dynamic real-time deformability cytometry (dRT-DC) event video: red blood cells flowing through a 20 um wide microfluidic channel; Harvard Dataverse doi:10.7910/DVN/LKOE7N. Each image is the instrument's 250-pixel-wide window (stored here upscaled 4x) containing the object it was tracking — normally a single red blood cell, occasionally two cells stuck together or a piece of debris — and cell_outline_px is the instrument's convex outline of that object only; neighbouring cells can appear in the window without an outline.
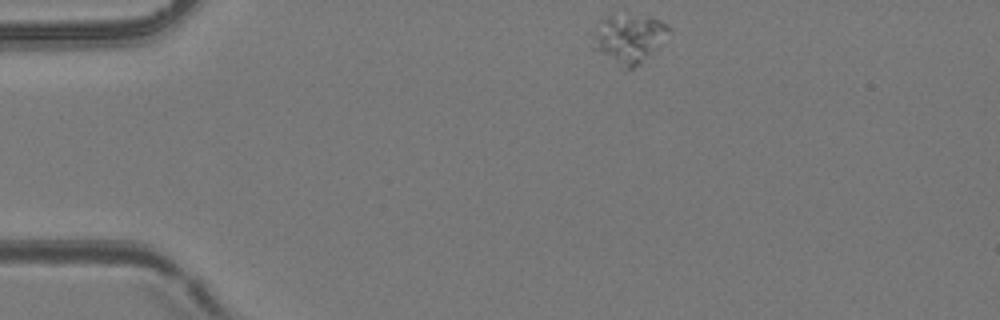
{"species": "common noctule bat (a hibernating species)", "species_latin": "Nyctalus noctula", "temperature_condition": "room temperature", "stored_images_in_passage": 2, "camera_frame_rate_fps": 3000, "um_per_image_px": 0.085, "animal": {"sex": "female", "body_mass_g": 24.6, "forearm_length_mm": 56.2}, "frame": {"image": 1, "passage_image": 1, "time_ms": 0.0, "image_size_px": [1000, 320], "cell_outline_px": [[672, 32], [632, 68], [628, 68], [592, 48], [600, 20], [608, 16], [628, 12], [660, 20], [668, 24], [672, 28]], "centroid_in_image_um": [53.5, 3.16], "position_along_channel_um": 31.5, "area_um2": 20.75}}